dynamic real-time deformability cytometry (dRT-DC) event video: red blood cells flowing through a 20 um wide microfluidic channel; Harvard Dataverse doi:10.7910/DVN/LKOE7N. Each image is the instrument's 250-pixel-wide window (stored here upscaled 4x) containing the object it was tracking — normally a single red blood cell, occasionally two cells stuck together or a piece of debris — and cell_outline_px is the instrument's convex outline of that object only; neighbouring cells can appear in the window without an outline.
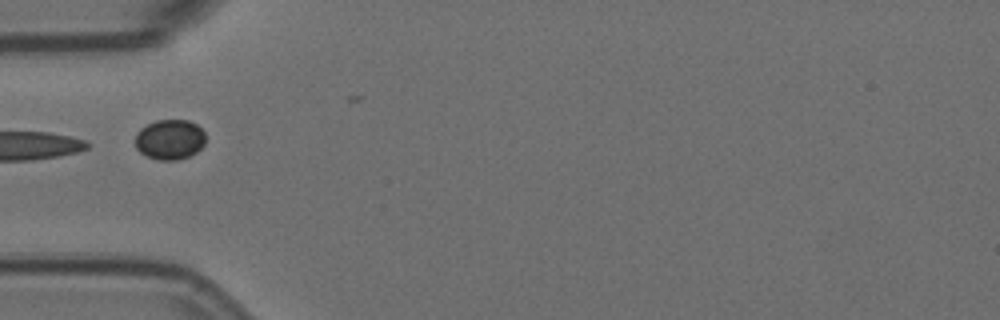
{"species": "Egyptian fruit bat (a non-hibernating species)", "species_latin": "Rousettus aegyptiacus", "temperature_condition": "room temperature", "stored_images_in_passage": 6, "camera_frame_rate_fps": 3000, "um_per_image_px": 0.085, "animal": {"sex": "female"}, "frame": {"image": 1, "passage_image": 5, "time_ms": 1.333, "image_size_px": [1000, 320], "cell_outline_px": [[204, 144], [196, 152], [188, 156], [176, 160], [156, 160], [140, 152], [136, 148], [136, 132], [140, 128], [156, 120], [188, 120], [196, 124], [204, 132]], "centroid_in_image_um": [14.41, 11.85], "position_along_channel_um": 70.6, "area_um2": 16.36}}